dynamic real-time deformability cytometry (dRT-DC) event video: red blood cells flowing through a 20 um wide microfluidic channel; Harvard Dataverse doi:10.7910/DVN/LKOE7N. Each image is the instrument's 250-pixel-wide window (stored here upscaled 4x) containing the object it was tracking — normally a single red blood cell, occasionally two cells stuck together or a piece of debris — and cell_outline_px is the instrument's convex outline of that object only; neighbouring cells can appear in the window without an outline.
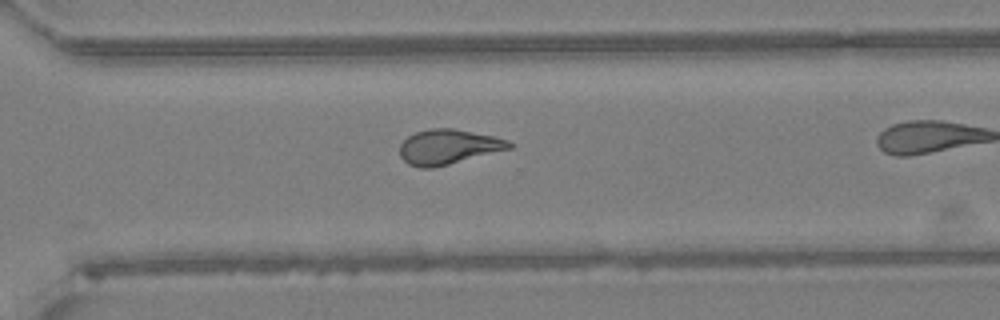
{"species": "Egyptian fruit bat (a non-hibernating species)", "species_latin": "Rousettus aegyptiacus", "temperature_condition": "warm", "stored_images_in_passage": 24, "camera_frame_rate_fps": 3000, "um_per_image_px": 0.085, "animal": {"sex": "female"}, "frame": {"image": 1, "passage_image": 21, "time_ms": 6.667, "image_size_px": [1000, 320], "cell_outline_px": [[516, 144], [512, 148], [432, 168], [420, 168], [408, 164], [400, 156], [400, 144], [408, 136], [416, 132], [432, 128], [452, 128], [496, 136], [508, 140]], "centroid_in_image_um": [38.13, 12.47], "position_along_channel_um": 332.5, "area_um2": 22.25}}